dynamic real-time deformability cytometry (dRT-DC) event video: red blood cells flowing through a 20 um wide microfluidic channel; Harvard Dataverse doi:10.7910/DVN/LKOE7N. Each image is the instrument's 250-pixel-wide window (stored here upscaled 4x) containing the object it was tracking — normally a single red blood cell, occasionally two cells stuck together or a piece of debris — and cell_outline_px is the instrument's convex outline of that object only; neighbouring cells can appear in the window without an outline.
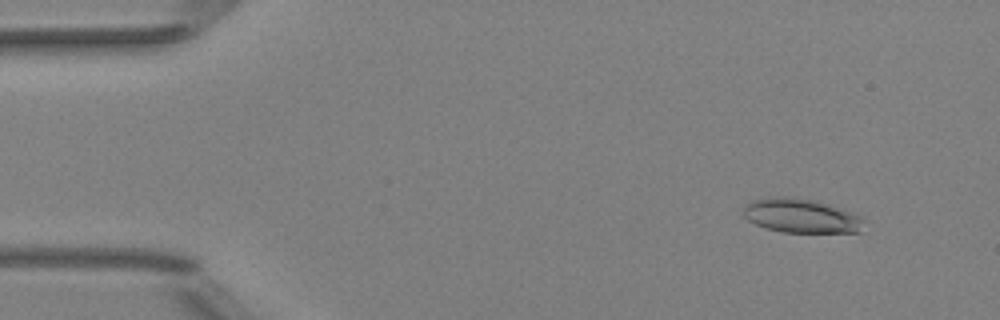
{"species": "Egyptian fruit bat (a non-hibernating species)", "species_latin": "Rousettus aegyptiacus", "temperature_condition": "room temperature", "stored_images_in_passage": 49, "camera_frame_rate_fps": 3000, "um_per_image_px": 0.085, "animal": {"sex": "female"}, "frame": {"image": 1, "passage_image": 3, "time_ms": 0.667, "image_size_px": [1000, 320], "cell_outline_px": [[864, 220], [860, 232], [784, 232], [768, 228], [756, 224], [748, 220], [744, 216], [744, 204], [752, 200], [772, 196], [792, 196], [812, 200], [828, 204], [864, 216]], "centroid_in_image_um": [68.1, 18.32], "position_along_channel_um": 16.9, "area_um2": 24.04}}
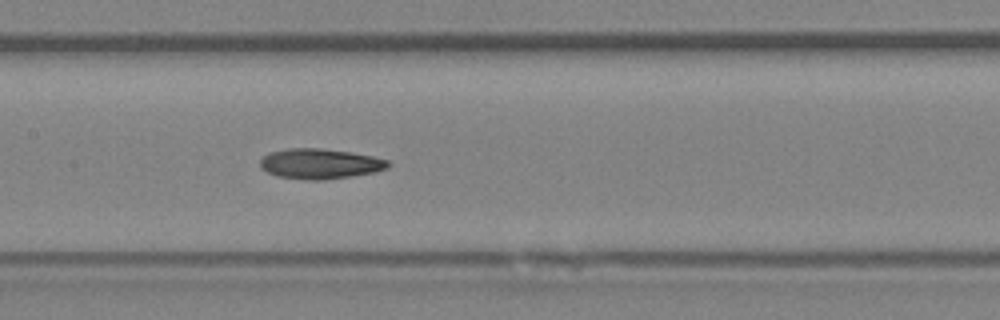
{"frame": {"image": 2, "passage_image": 23, "time_ms": 7.333, "image_size_px": [1000, 320], "cell_outline_px": [[392, 164], [388, 168], [376, 172], [324, 180], [308, 180], [276, 176], [260, 168], [260, 160], [268, 152], [288, 148], [320, 148], [352, 152], [372, 156], [388, 160]], "centroid_in_image_um": [27.2, 13.91], "position_along_channel_um": 180.2, "area_um2": 22.72}}
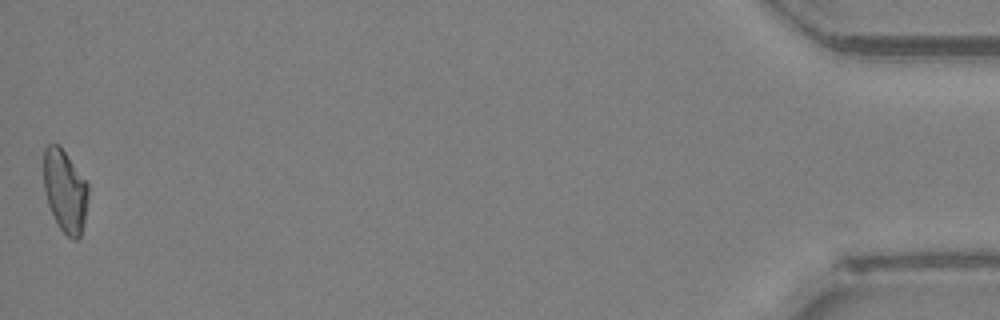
{"frame": {"image": 3, "passage_image": 49, "time_ms": 16.0, "image_size_px": [1000, 320], "cell_outline_px": [[88, 196], [84, 220], [80, 236], [76, 240], [72, 240], [60, 228], [48, 204], [44, 192], [44, 148], [48, 144], [60, 144], [88, 184]], "centroid_in_image_um": [5.52, 16.2], "position_along_channel_um": 429.7, "area_um2": 21.27}, "authors_computed_cell_mechanics": {"area_um2": 22.4842, "velocity_mm_per_s": 4.0084, "shape_relaxation_time_tau1_ms": null, "shape_relaxation_time_tau2_ms": 5.2314, "deformation_change_tau1": null, "deformation_change_tau2": 0.1396}}